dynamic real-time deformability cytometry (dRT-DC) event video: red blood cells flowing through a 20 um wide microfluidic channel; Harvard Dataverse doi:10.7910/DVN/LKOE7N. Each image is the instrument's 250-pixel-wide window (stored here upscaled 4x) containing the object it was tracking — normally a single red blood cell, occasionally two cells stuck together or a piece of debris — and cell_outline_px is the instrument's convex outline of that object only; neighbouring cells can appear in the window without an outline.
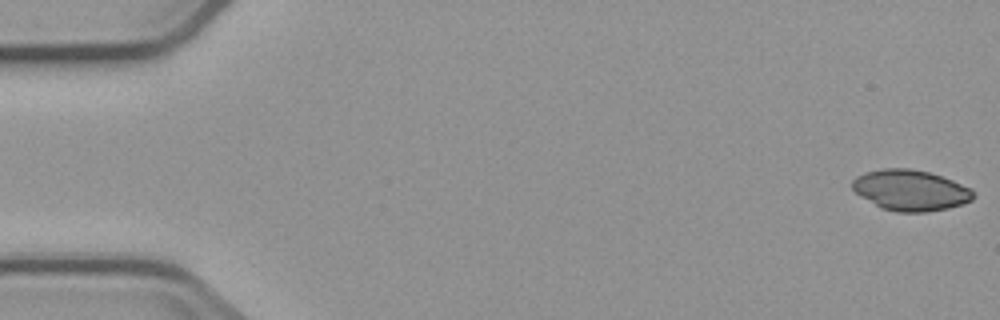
{"species": "common noctule bat (a hibernating species)", "species_latin": "Nyctalus noctula", "temperature_condition": "cold", "stored_images_in_passage": 6, "camera_frame_rate_fps": 3000, "um_per_image_px": 0.085, "animal": {"sex": "male", "body_mass_g": 23.1, "forearm_length_mm": 52.7}, "frame": {"image": 1, "passage_image": 1, "time_ms": 0.0, "image_size_px": [1000, 320], "cell_outline_px": [[976, 196], [972, 200], [948, 208], [924, 212], [896, 212], [880, 208], [860, 196], [852, 188], [852, 180], [856, 176], [864, 172], [884, 168], [908, 168], [928, 172], [952, 180], [972, 188]], "centroid_in_image_um": [77.38, 16.17], "position_along_channel_um": 7.6, "area_um2": 28.84}}